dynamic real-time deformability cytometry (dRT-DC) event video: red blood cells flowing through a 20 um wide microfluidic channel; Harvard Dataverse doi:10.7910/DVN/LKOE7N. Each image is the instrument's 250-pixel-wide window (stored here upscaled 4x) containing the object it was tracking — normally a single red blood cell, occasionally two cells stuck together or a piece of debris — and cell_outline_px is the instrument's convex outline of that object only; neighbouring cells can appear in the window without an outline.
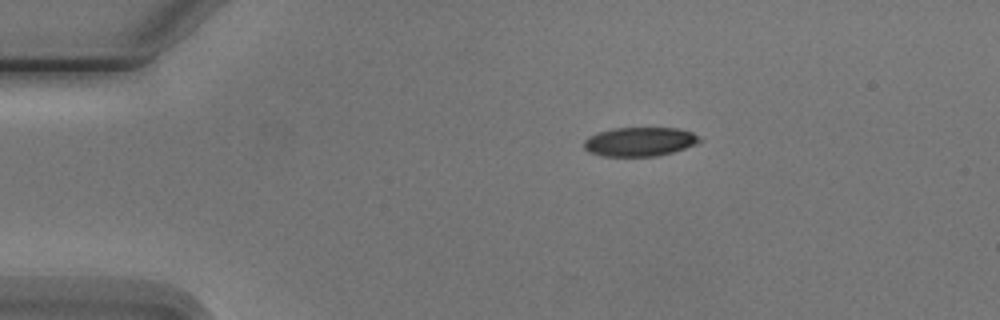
{"species": "Egyptian fruit bat (a non-hibernating species)", "species_latin": "Rousettus aegyptiacus", "temperature_condition": "cold", "stored_images_in_passage": 3, "camera_frame_rate_fps": 3000, "um_per_image_px": 0.085, "animal": {"sex": "male"}, "frame": {"image": 1, "passage_image": 1, "time_ms": 0.0, "image_size_px": [1000, 320], "cell_outline_px": [[704, 140], [700, 144], [672, 152], [656, 156], [604, 156], [588, 152], [584, 148], [584, 140], [588, 136], [612, 128], [676, 128], [692, 132], [700, 136]], "centroid_in_image_um": [54.42, 12.04], "position_along_channel_um": 30.6, "area_um2": 19.77}}